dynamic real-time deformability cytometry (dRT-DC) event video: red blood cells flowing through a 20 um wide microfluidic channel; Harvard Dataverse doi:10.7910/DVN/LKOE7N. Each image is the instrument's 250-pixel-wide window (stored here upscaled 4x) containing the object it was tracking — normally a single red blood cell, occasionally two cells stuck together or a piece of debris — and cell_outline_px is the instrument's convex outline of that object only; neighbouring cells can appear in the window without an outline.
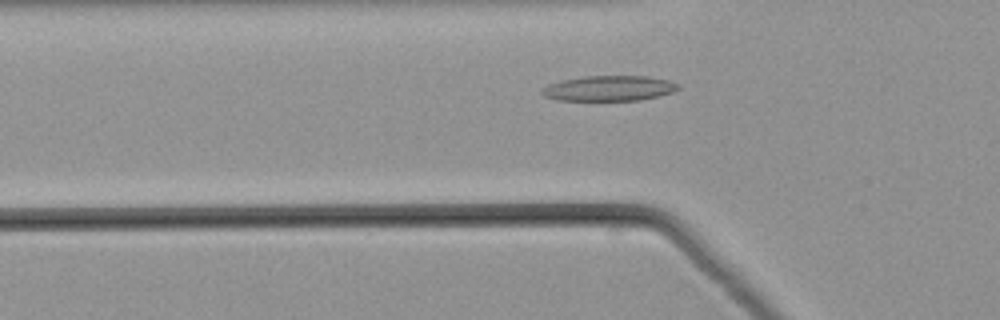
{"species": "common noctule bat (a hibernating species)", "species_latin": "Nyctalus noctula", "temperature_condition": "warm", "stored_images_in_passage": 44, "camera_frame_rate_fps": 3000, "um_per_image_px": 0.085, "animal": {"sex": "male", "body_mass_g": 21.5, "forearm_length_mm": 52.0}, "frame": {"image": 1, "passage_image": 11, "time_ms": 3.333, "image_size_px": [1000, 320], "cell_outline_px": [[680, 88], [672, 92], [660, 96], [640, 100], [556, 100], [544, 96], [540, 92], [540, 88], [548, 84], [564, 80], [584, 76], [648, 76], [668, 80], [680, 84]], "centroid_in_image_um": [51.77, 7.5], "position_along_channel_um": 74.0, "area_um2": 20.17}}
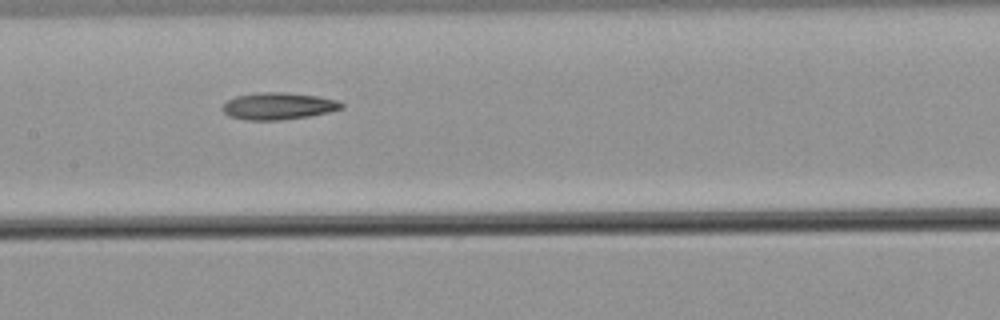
{"frame": {"image": 2, "passage_image": 19, "time_ms": 6.0, "image_size_px": [1000, 320], "cell_outline_px": [[344, 108], [328, 112], [308, 116], [280, 120], [248, 120], [228, 116], [220, 108], [228, 100], [236, 96], [260, 92], [284, 92], [316, 96], [336, 100], [344, 104]], "centroid_in_image_um": [23.63, 9.01], "position_along_channel_um": 183.8, "area_um2": 18.61}}
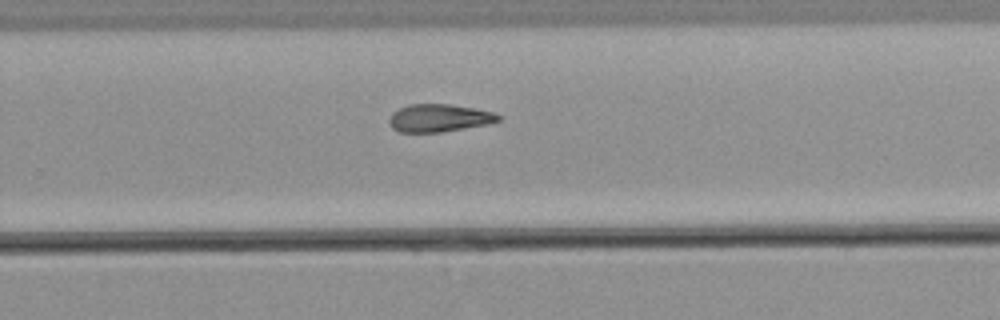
{"frame": {"image": 3, "passage_image": 27, "time_ms": 8.667, "image_size_px": [1000, 320], "cell_outline_px": [[500, 120], [488, 124], [440, 132], [400, 132], [392, 128], [388, 124], [388, 120], [392, 112], [408, 104], [452, 104], [492, 112], [500, 116]], "centroid_in_image_um": [37.27, 10.03], "position_along_channel_um": 292.5, "area_um2": 17.57}}